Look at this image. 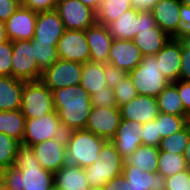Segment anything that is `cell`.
<instances>
[{"instance_id":"cell-1","label":"cell","mask_w":190,"mask_h":190,"mask_svg":"<svg viewBox=\"0 0 190 190\" xmlns=\"http://www.w3.org/2000/svg\"><path fill=\"white\" fill-rule=\"evenodd\" d=\"M8 190H54V174L41 167L32 146L20 143L13 167L2 171Z\"/></svg>"},{"instance_id":"cell-2","label":"cell","mask_w":190,"mask_h":190,"mask_svg":"<svg viewBox=\"0 0 190 190\" xmlns=\"http://www.w3.org/2000/svg\"><path fill=\"white\" fill-rule=\"evenodd\" d=\"M54 109L65 132L85 129L92 103L80 85L52 90Z\"/></svg>"},{"instance_id":"cell-3","label":"cell","mask_w":190,"mask_h":190,"mask_svg":"<svg viewBox=\"0 0 190 190\" xmlns=\"http://www.w3.org/2000/svg\"><path fill=\"white\" fill-rule=\"evenodd\" d=\"M107 140L86 130L65 133L67 163L86 168L98 158L101 147Z\"/></svg>"},{"instance_id":"cell-4","label":"cell","mask_w":190,"mask_h":190,"mask_svg":"<svg viewBox=\"0 0 190 190\" xmlns=\"http://www.w3.org/2000/svg\"><path fill=\"white\" fill-rule=\"evenodd\" d=\"M124 160L111 140L99 152V158L84 168L90 187L102 188L108 181L122 174Z\"/></svg>"},{"instance_id":"cell-5","label":"cell","mask_w":190,"mask_h":190,"mask_svg":"<svg viewBox=\"0 0 190 190\" xmlns=\"http://www.w3.org/2000/svg\"><path fill=\"white\" fill-rule=\"evenodd\" d=\"M138 95L157 97L170 84L161 73L155 55H146L132 71L128 72Z\"/></svg>"},{"instance_id":"cell-6","label":"cell","mask_w":190,"mask_h":190,"mask_svg":"<svg viewBox=\"0 0 190 190\" xmlns=\"http://www.w3.org/2000/svg\"><path fill=\"white\" fill-rule=\"evenodd\" d=\"M20 110L26 119L41 118L54 112L52 91L41 80L25 82Z\"/></svg>"},{"instance_id":"cell-7","label":"cell","mask_w":190,"mask_h":190,"mask_svg":"<svg viewBox=\"0 0 190 190\" xmlns=\"http://www.w3.org/2000/svg\"><path fill=\"white\" fill-rule=\"evenodd\" d=\"M65 133L60 118L54 111L41 118L26 119L22 144L33 146L46 140L62 137Z\"/></svg>"},{"instance_id":"cell-8","label":"cell","mask_w":190,"mask_h":190,"mask_svg":"<svg viewBox=\"0 0 190 190\" xmlns=\"http://www.w3.org/2000/svg\"><path fill=\"white\" fill-rule=\"evenodd\" d=\"M12 76L25 82L38 81L41 78L34 57L32 40L12 42Z\"/></svg>"},{"instance_id":"cell-9","label":"cell","mask_w":190,"mask_h":190,"mask_svg":"<svg viewBox=\"0 0 190 190\" xmlns=\"http://www.w3.org/2000/svg\"><path fill=\"white\" fill-rule=\"evenodd\" d=\"M55 11L65 30H82L96 23V12L79 0H59Z\"/></svg>"},{"instance_id":"cell-10","label":"cell","mask_w":190,"mask_h":190,"mask_svg":"<svg viewBox=\"0 0 190 190\" xmlns=\"http://www.w3.org/2000/svg\"><path fill=\"white\" fill-rule=\"evenodd\" d=\"M82 64L58 58L44 72L40 80L52 91L68 86L80 85Z\"/></svg>"},{"instance_id":"cell-11","label":"cell","mask_w":190,"mask_h":190,"mask_svg":"<svg viewBox=\"0 0 190 190\" xmlns=\"http://www.w3.org/2000/svg\"><path fill=\"white\" fill-rule=\"evenodd\" d=\"M57 56L60 59L78 63L90 61V49L85 31L65 30L57 42Z\"/></svg>"},{"instance_id":"cell-12","label":"cell","mask_w":190,"mask_h":190,"mask_svg":"<svg viewBox=\"0 0 190 190\" xmlns=\"http://www.w3.org/2000/svg\"><path fill=\"white\" fill-rule=\"evenodd\" d=\"M121 119L118 107H92L85 129L109 141L114 137Z\"/></svg>"},{"instance_id":"cell-13","label":"cell","mask_w":190,"mask_h":190,"mask_svg":"<svg viewBox=\"0 0 190 190\" xmlns=\"http://www.w3.org/2000/svg\"><path fill=\"white\" fill-rule=\"evenodd\" d=\"M40 165L53 174L67 164L65 135L32 146Z\"/></svg>"},{"instance_id":"cell-14","label":"cell","mask_w":190,"mask_h":190,"mask_svg":"<svg viewBox=\"0 0 190 190\" xmlns=\"http://www.w3.org/2000/svg\"><path fill=\"white\" fill-rule=\"evenodd\" d=\"M179 0H159L150 11L157 26L171 38H178L182 34Z\"/></svg>"},{"instance_id":"cell-15","label":"cell","mask_w":190,"mask_h":190,"mask_svg":"<svg viewBox=\"0 0 190 190\" xmlns=\"http://www.w3.org/2000/svg\"><path fill=\"white\" fill-rule=\"evenodd\" d=\"M37 12L19 6L5 22L7 39L10 41L32 40L34 38Z\"/></svg>"},{"instance_id":"cell-16","label":"cell","mask_w":190,"mask_h":190,"mask_svg":"<svg viewBox=\"0 0 190 190\" xmlns=\"http://www.w3.org/2000/svg\"><path fill=\"white\" fill-rule=\"evenodd\" d=\"M142 128L143 124L138 121L121 119L120 125L111 141L115 144L123 160L142 145Z\"/></svg>"},{"instance_id":"cell-17","label":"cell","mask_w":190,"mask_h":190,"mask_svg":"<svg viewBox=\"0 0 190 190\" xmlns=\"http://www.w3.org/2000/svg\"><path fill=\"white\" fill-rule=\"evenodd\" d=\"M142 57L133 40L114 39L111 44L108 63L128 73L140 64Z\"/></svg>"},{"instance_id":"cell-18","label":"cell","mask_w":190,"mask_h":190,"mask_svg":"<svg viewBox=\"0 0 190 190\" xmlns=\"http://www.w3.org/2000/svg\"><path fill=\"white\" fill-rule=\"evenodd\" d=\"M119 110L123 120L138 121L142 124L154 120L159 113L156 97L138 94L120 106Z\"/></svg>"},{"instance_id":"cell-19","label":"cell","mask_w":190,"mask_h":190,"mask_svg":"<svg viewBox=\"0 0 190 190\" xmlns=\"http://www.w3.org/2000/svg\"><path fill=\"white\" fill-rule=\"evenodd\" d=\"M155 57L163 76L170 83L177 82L181 69V41L171 38Z\"/></svg>"},{"instance_id":"cell-20","label":"cell","mask_w":190,"mask_h":190,"mask_svg":"<svg viewBox=\"0 0 190 190\" xmlns=\"http://www.w3.org/2000/svg\"><path fill=\"white\" fill-rule=\"evenodd\" d=\"M86 41L90 49V61L108 63L109 52L113 42L105 25L95 23L85 30Z\"/></svg>"},{"instance_id":"cell-21","label":"cell","mask_w":190,"mask_h":190,"mask_svg":"<svg viewBox=\"0 0 190 190\" xmlns=\"http://www.w3.org/2000/svg\"><path fill=\"white\" fill-rule=\"evenodd\" d=\"M122 175L128 182V190H166L165 177L147 172L138 166L123 165Z\"/></svg>"},{"instance_id":"cell-22","label":"cell","mask_w":190,"mask_h":190,"mask_svg":"<svg viewBox=\"0 0 190 190\" xmlns=\"http://www.w3.org/2000/svg\"><path fill=\"white\" fill-rule=\"evenodd\" d=\"M65 29L55 10L38 12L34 39L44 43H57Z\"/></svg>"},{"instance_id":"cell-23","label":"cell","mask_w":190,"mask_h":190,"mask_svg":"<svg viewBox=\"0 0 190 190\" xmlns=\"http://www.w3.org/2000/svg\"><path fill=\"white\" fill-rule=\"evenodd\" d=\"M54 190H88L90 188L84 168L66 164L54 173Z\"/></svg>"},{"instance_id":"cell-24","label":"cell","mask_w":190,"mask_h":190,"mask_svg":"<svg viewBox=\"0 0 190 190\" xmlns=\"http://www.w3.org/2000/svg\"><path fill=\"white\" fill-rule=\"evenodd\" d=\"M113 39L133 40L139 31V10L135 7L106 25Z\"/></svg>"},{"instance_id":"cell-25","label":"cell","mask_w":190,"mask_h":190,"mask_svg":"<svg viewBox=\"0 0 190 190\" xmlns=\"http://www.w3.org/2000/svg\"><path fill=\"white\" fill-rule=\"evenodd\" d=\"M25 81L13 76H0V111H13L21 108V93Z\"/></svg>"},{"instance_id":"cell-26","label":"cell","mask_w":190,"mask_h":190,"mask_svg":"<svg viewBox=\"0 0 190 190\" xmlns=\"http://www.w3.org/2000/svg\"><path fill=\"white\" fill-rule=\"evenodd\" d=\"M171 39L158 26L149 30L140 31L133 38V42L139 48L141 55H156Z\"/></svg>"},{"instance_id":"cell-27","label":"cell","mask_w":190,"mask_h":190,"mask_svg":"<svg viewBox=\"0 0 190 190\" xmlns=\"http://www.w3.org/2000/svg\"><path fill=\"white\" fill-rule=\"evenodd\" d=\"M158 110L164 114L184 116L190 121V115L184 110L178 94L177 82L170 83L156 97Z\"/></svg>"},{"instance_id":"cell-28","label":"cell","mask_w":190,"mask_h":190,"mask_svg":"<svg viewBox=\"0 0 190 190\" xmlns=\"http://www.w3.org/2000/svg\"><path fill=\"white\" fill-rule=\"evenodd\" d=\"M104 63L87 61L82 64L80 86L91 96L100 91L103 86H107L104 79Z\"/></svg>"},{"instance_id":"cell-29","label":"cell","mask_w":190,"mask_h":190,"mask_svg":"<svg viewBox=\"0 0 190 190\" xmlns=\"http://www.w3.org/2000/svg\"><path fill=\"white\" fill-rule=\"evenodd\" d=\"M159 148L149 145H141L130 156L124 159L123 165L138 166L147 172H156L158 169Z\"/></svg>"},{"instance_id":"cell-30","label":"cell","mask_w":190,"mask_h":190,"mask_svg":"<svg viewBox=\"0 0 190 190\" xmlns=\"http://www.w3.org/2000/svg\"><path fill=\"white\" fill-rule=\"evenodd\" d=\"M25 125L26 118L20 109L0 111V133H5L7 136L22 143Z\"/></svg>"},{"instance_id":"cell-31","label":"cell","mask_w":190,"mask_h":190,"mask_svg":"<svg viewBox=\"0 0 190 190\" xmlns=\"http://www.w3.org/2000/svg\"><path fill=\"white\" fill-rule=\"evenodd\" d=\"M132 8V0H102L96 11V22L106 26Z\"/></svg>"},{"instance_id":"cell-32","label":"cell","mask_w":190,"mask_h":190,"mask_svg":"<svg viewBox=\"0 0 190 190\" xmlns=\"http://www.w3.org/2000/svg\"><path fill=\"white\" fill-rule=\"evenodd\" d=\"M188 169L183 154L160 151L158 155V169L156 173L167 178Z\"/></svg>"},{"instance_id":"cell-33","label":"cell","mask_w":190,"mask_h":190,"mask_svg":"<svg viewBox=\"0 0 190 190\" xmlns=\"http://www.w3.org/2000/svg\"><path fill=\"white\" fill-rule=\"evenodd\" d=\"M34 57L40 72L50 68L57 60V43H44L32 39Z\"/></svg>"},{"instance_id":"cell-34","label":"cell","mask_w":190,"mask_h":190,"mask_svg":"<svg viewBox=\"0 0 190 190\" xmlns=\"http://www.w3.org/2000/svg\"><path fill=\"white\" fill-rule=\"evenodd\" d=\"M190 121L184 116L164 114L159 112L156 125L161 138H166L183 129Z\"/></svg>"},{"instance_id":"cell-35","label":"cell","mask_w":190,"mask_h":190,"mask_svg":"<svg viewBox=\"0 0 190 190\" xmlns=\"http://www.w3.org/2000/svg\"><path fill=\"white\" fill-rule=\"evenodd\" d=\"M190 137V122L180 131L162 138L159 143L160 151L183 154Z\"/></svg>"},{"instance_id":"cell-36","label":"cell","mask_w":190,"mask_h":190,"mask_svg":"<svg viewBox=\"0 0 190 190\" xmlns=\"http://www.w3.org/2000/svg\"><path fill=\"white\" fill-rule=\"evenodd\" d=\"M19 144L17 140L5 133H0V168L2 170L13 167Z\"/></svg>"},{"instance_id":"cell-37","label":"cell","mask_w":190,"mask_h":190,"mask_svg":"<svg viewBox=\"0 0 190 190\" xmlns=\"http://www.w3.org/2000/svg\"><path fill=\"white\" fill-rule=\"evenodd\" d=\"M113 91L118 108L131 101L137 95L136 89L128 74L122 80L117 82Z\"/></svg>"},{"instance_id":"cell-38","label":"cell","mask_w":190,"mask_h":190,"mask_svg":"<svg viewBox=\"0 0 190 190\" xmlns=\"http://www.w3.org/2000/svg\"><path fill=\"white\" fill-rule=\"evenodd\" d=\"M90 99L93 107H117L114 91L108 86H103L100 91L93 93Z\"/></svg>"},{"instance_id":"cell-39","label":"cell","mask_w":190,"mask_h":190,"mask_svg":"<svg viewBox=\"0 0 190 190\" xmlns=\"http://www.w3.org/2000/svg\"><path fill=\"white\" fill-rule=\"evenodd\" d=\"M166 190H190V169L165 178Z\"/></svg>"},{"instance_id":"cell-40","label":"cell","mask_w":190,"mask_h":190,"mask_svg":"<svg viewBox=\"0 0 190 190\" xmlns=\"http://www.w3.org/2000/svg\"><path fill=\"white\" fill-rule=\"evenodd\" d=\"M12 41L0 43V76H12Z\"/></svg>"},{"instance_id":"cell-41","label":"cell","mask_w":190,"mask_h":190,"mask_svg":"<svg viewBox=\"0 0 190 190\" xmlns=\"http://www.w3.org/2000/svg\"><path fill=\"white\" fill-rule=\"evenodd\" d=\"M141 139L143 145L159 146L162 138L158 133L156 118L143 124Z\"/></svg>"},{"instance_id":"cell-42","label":"cell","mask_w":190,"mask_h":190,"mask_svg":"<svg viewBox=\"0 0 190 190\" xmlns=\"http://www.w3.org/2000/svg\"><path fill=\"white\" fill-rule=\"evenodd\" d=\"M104 79L106 85L114 88L119 80H122L128 73L110 63H104Z\"/></svg>"},{"instance_id":"cell-43","label":"cell","mask_w":190,"mask_h":190,"mask_svg":"<svg viewBox=\"0 0 190 190\" xmlns=\"http://www.w3.org/2000/svg\"><path fill=\"white\" fill-rule=\"evenodd\" d=\"M59 0H21L20 6L29 8L35 12H45L55 10Z\"/></svg>"},{"instance_id":"cell-44","label":"cell","mask_w":190,"mask_h":190,"mask_svg":"<svg viewBox=\"0 0 190 190\" xmlns=\"http://www.w3.org/2000/svg\"><path fill=\"white\" fill-rule=\"evenodd\" d=\"M179 80L190 81V48L181 42V69Z\"/></svg>"},{"instance_id":"cell-45","label":"cell","mask_w":190,"mask_h":190,"mask_svg":"<svg viewBox=\"0 0 190 190\" xmlns=\"http://www.w3.org/2000/svg\"><path fill=\"white\" fill-rule=\"evenodd\" d=\"M178 94L183 103L184 110L190 115V81H177Z\"/></svg>"},{"instance_id":"cell-46","label":"cell","mask_w":190,"mask_h":190,"mask_svg":"<svg viewBox=\"0 0 190 190\" xmlns=\"http://www.w3.org/2000/svg\"><path fill=\"white\" fill-rule=\"evenodd\" d=\"M21 0H0V20L6 22L20 6Z\"/></svg>"},{"instance_id":"cell-47","label":"cell","mask_w":190,"mask_h":190,"mask_svg":"<svg viewBox=\"0 0 190 190\" xmlns=\"http://www.w3.org/2000/svg\"><path fill=\"white\" fill-rule=\"evenodd\" d=\"M157 27L156 21L150 10H139V31L149 30Z\"/></svg>"},{"instance_id":"cell-48","label":"cell","mask_w":190,"mask_h":190,"mask_svg":"<svg viewBox=\"0 0 190 190\" xmlns=\"http://www.w3.org/2000/svg\"><path fill=\"white\" fill-rule=\"evenodd\" d=\"M101 190H128V182L121 174L108 181Z\"/></svg>"},{"instance_id":"cell-49","label":"cell","mask_w":190,"mask_h":190,"mask_svg":"<svg viewBox=\"0 0 190 190\" xmlns=\"http://www.w3.org/2000/svg\"><path fill=\"white\" fill-rule=\"evenodd\" d=\"M179 13L182 25V33H190V6L181 4Z\"/></svg>"},{"instance_id":"cell-50","label":"cell","mask_w":190,"mask_h":190,"mask_svg":"<svg viewBox=\"0 0 190 190\" xmlns=\"http://www.w3.org/2000/svg\"><path fill=\"white\" fill-rule=\"evenodd\" d=\"M159 0H132L137 10H150Z\"/></svg>"},{"instance_id":"cell-51","label":"cell","mask_w":190,"mask_h":190,"mask_svg":"<svg viewBox=\"0 0 190 190\" xmlns=\"http://www.w3.org/2000/svg\"><path fill=\"white\" fill-rule=\"evenodd\" d=\"M79 1H81L84 5L90 7L92 10L96 12L102 0H79Z\"/></svg>"},{"instance_id":"cell-52","label":"cell","mask_w":190,"mask_h":190,"mask_svg":"<svg viewBox=\"0 0 190 190\" xmlns=\"http://www.w3.org/2000/svg\"><path fill=\"white\" fill-rule=\"evenodd\" d=\"M5 22L0 20V43L7 41Z\"/></svg>"},{"instance_id":"cell-53","label":"cell","mask_w":190,"mask_h":190,"mask_svg":"<svg viewBox=\"0 0 190 190\" xmlns=\"http://www.w3.org/2000/svg\"><path fill=\"white\" fill-rule=\"evenodd\" d=\"M184 159L186 161V164L188 168L190 169V137L187 143V146L185 148V151L183 152Z\"/></svg>"},{"instance_id":"cell-54","label":"cell","mask_w":190,"mask_h":190,"mask_svg":"<svg viewBox=\"0 0 190 190\" xmlns=\"http://www.w3.org/2000/svg\"><path fill=\"white\" fill-rule=\"evenodd\" d=\"M178 39L188 48H190V33H182Z\"/></svg>"},{"instance_id":"cell-55","label":"cell","mask_w":190,"mask_h":190,"mask_svg":"<svg viewBox=\"0 0 190 190\" xmlns=\"http://www.w3.org/2000/svg\"><path fill=\"white\" fill-rule=\"evenodd\" d=\"M179 2L183 5H189L190 6V0H179Z\"/></svg>"},{"instance_id":"cell-56","label":"cell","mask_w":190,"mask_h":190,"mask_svg":"<svg viewBox=\"0 0 190 190\" xmlns=\"http://www.w3.org/2000/svg\"><path fill=\"white\" fill-rule=\"evenodd\" d=\"M0 190H8L3 182H0Z\"/></svg>"},{"instance_id":"cell-57","label":"cell","mask_w":190,"mask_h":190,"mask_svg":"<svg viewBox=\"0 0 190 190\" xmlns=\"http://www.w3.org/2000/svg\"><path fill=\"white\" fill-rule=\"evenodd\" d=\"M88 190H101V188L90 187Z\"/></svg>"},{"instance_id":"cell-58","label":"cell","mask_w":190,"mask_h":190,"mask_svg":"<svg viewBox=\"0 0 190 190\" xmlns=\"http://www.w3.org/2000/svg\"><path fill=\"white\" fill-rule=\"evenodd\" d=\"M2 169L0 168V182H2Z\"/></svg>"}]
</instances>
